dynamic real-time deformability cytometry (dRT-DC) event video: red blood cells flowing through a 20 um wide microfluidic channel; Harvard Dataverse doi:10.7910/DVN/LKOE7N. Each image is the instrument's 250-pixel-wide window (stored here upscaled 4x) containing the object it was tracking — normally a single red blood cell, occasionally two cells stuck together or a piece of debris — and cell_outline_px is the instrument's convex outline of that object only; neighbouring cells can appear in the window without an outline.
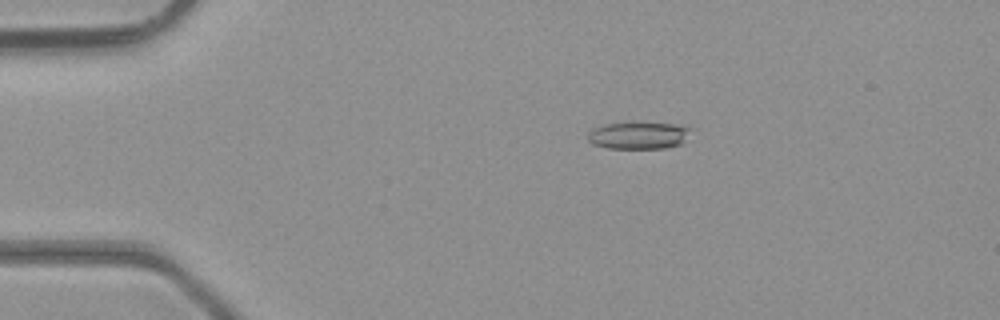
{"species": "common noctule bat (a hibernating species)", "species_latin": "Nyctalus noctula", "temperature_condition": "room temperature", "stored_images_in_passage": 39, "camera_frame_rate_fps": 3000, "um_per_image_px": 0.085, "animal": {"sex": "male", "body_mass_g": 23.1, "forearm_length_mm": 52.7}, "frame": {"image": 1, "passage_image": 1, "time_ms": 0.0, "image_size_px": [1000, 320], "cell_outline_px": [[696, 128], [684, 144], [664, 148], [608, 148], [592, 144], [588, 140], [588, 132], [596, 128], [608, 124], [636, 120], [672, 124]], "centroid_in_image_um": [54.39, 11.48], "position_along_channel_um": 30.6, "area_um2": 17.05}}
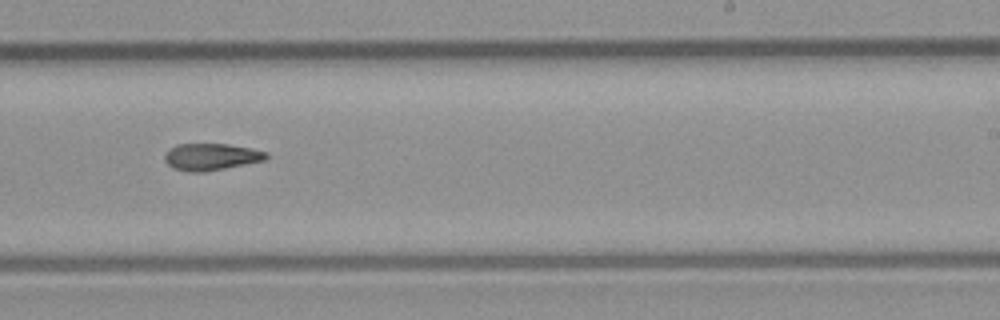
{"frame": {"image": 2, "passage_image": 21, "time_ms": 6.667, "image_size_px": [1000, 320], "cell_outline_px": [[268, 160], [204, 172], [188, 172], [172, 168], [164, 160], [164, 156], [168, 148], [176, 144], [228, 144], [252, 148], [268, 152]], "centroid_in_image_um": [17.95, 13.33], "position_along_channel_um": 271.0, "area_um2": 16.18}}
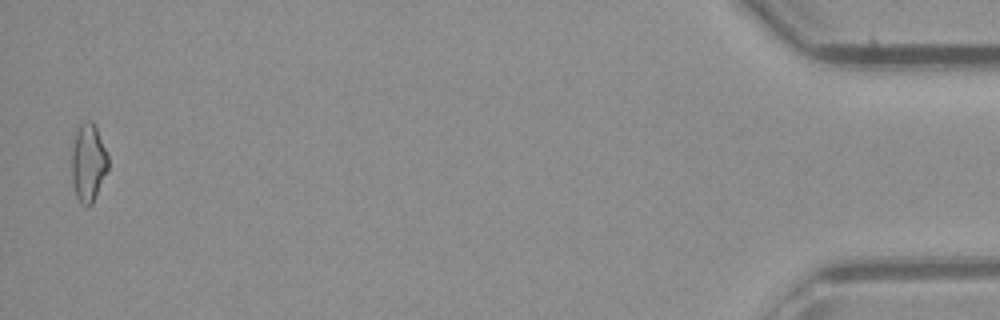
{"frame": {"image": 3, "passage_image": 38, "time_ms": 12.333, "image_size_px": [1000, 320], "cell_outline_px": [[108, 168], [92, 204], [80, 204], [76, 196], [72, 184], [72, 148], [76, 132], [80, 124], [84, 120], [92, 120], [96, 124], [108, 156]], "centroid_in_image_um": [7.5, 13.78], "position_along_channel_um": 427.7, "area_um2": 16.59}, "authors_computed_cell_mechanics": {"area_um2": 16.1262, "velocity_mm_per_s": 4.4424, "shape_relaxation_time_tau1_ms": null, "shape_relaxation_time_tau2_ms": 9.5793, "deformation_change_tau1": null, "deformation_change_tau2": 0.2406}}